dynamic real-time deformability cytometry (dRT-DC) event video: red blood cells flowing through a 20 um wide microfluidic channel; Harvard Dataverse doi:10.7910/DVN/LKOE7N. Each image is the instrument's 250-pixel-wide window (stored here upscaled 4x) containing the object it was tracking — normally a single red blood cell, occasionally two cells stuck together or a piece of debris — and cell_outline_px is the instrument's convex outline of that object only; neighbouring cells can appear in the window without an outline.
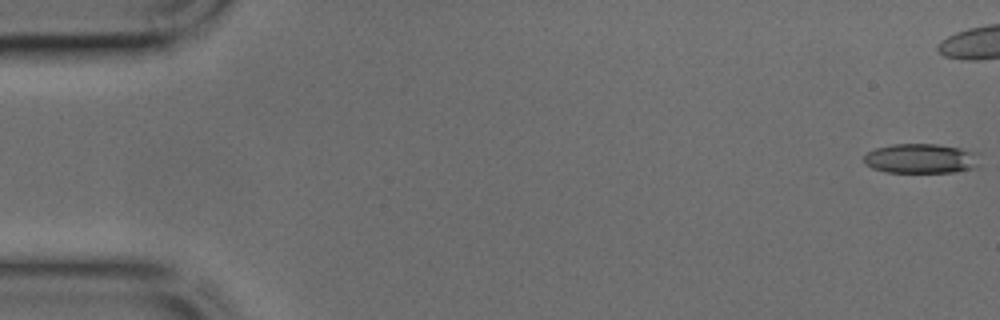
{"species": "common noctule bat (a hibernating species)", "species_latin": "Nyctalus noctula", "temperature_condition": "cold", "stored_images_in_passage": 37, "camera_frame_rate_fps": 3000, "um_per_image_px": 0.085, "animal": {"sex": "male", "body_mass_g": 17.9, "forearm_length_mm": 54.2}, "frame": {"image": 1, "passage_image": 1, "time_ms": 0.0, "image_size_px": [1000, 320], "cell_outline_px": [[980, 152], [976, 164], [972, 168], [952, 172], [884, 172], [872, 168], [864, 164], [864, 156], [868, 152], [876, 148], [892, 144], [936, 144], [960, 148]], "centroid_in_image_um": [78.25, 13.47], "position_along_channel_um": 6.7, "area_um2": 20.0}}
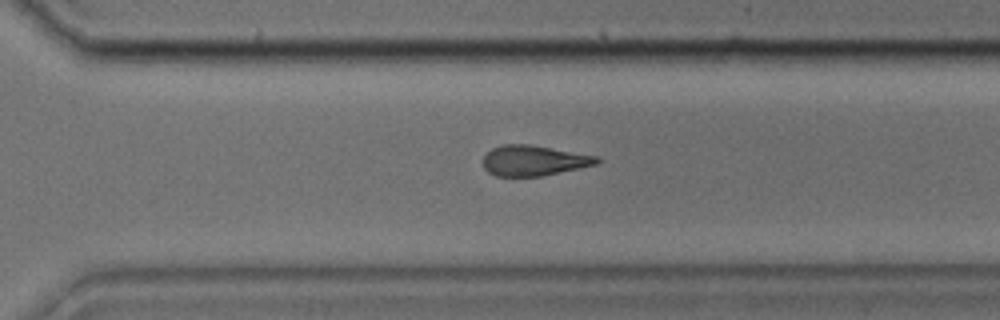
{"frame": {"image": 2, "passage_image": 31, "time_ms": 10.0, "image_size_px": [1000, 320], "cell_outline_px": [[600, 160], [596, 164], [540, 176], [496, 176], [488, 172], [484, 168], [484, 156], [492, 148], [504, 144], [528, 144], [600, 156]], "centroid_in_image_um": [45.36, 13.64], "position_along_channel_um": 325.2, "area_um2": 19.94}}
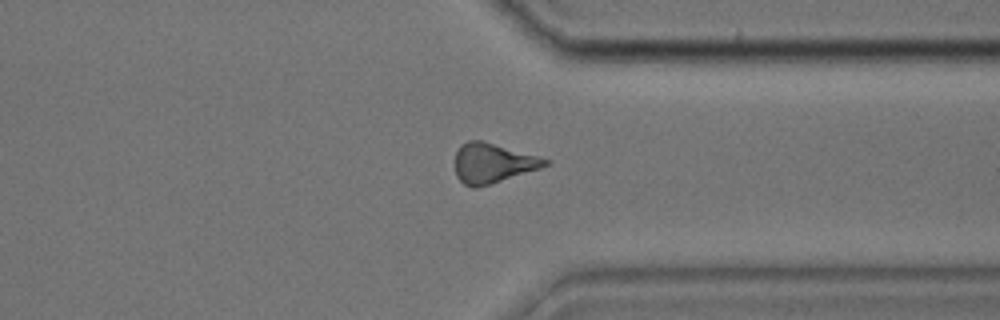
{"frame": {"image": 3, "passage_image": 34, "time_ms": 11.0, "image_size_px": [1000, 320], "cell_outline_px": [[552, 160], [548, 164], [540, 168], [476, 188], [472, 188], [464, 184], [456, 176], [456, 152], [460, 144], [468, 140], [480, 140], [540, 156]], "centroid_in_image_um": [41.88, 13.85], "position_along_channel_um": 369.5, "area_um2": 20.69}}